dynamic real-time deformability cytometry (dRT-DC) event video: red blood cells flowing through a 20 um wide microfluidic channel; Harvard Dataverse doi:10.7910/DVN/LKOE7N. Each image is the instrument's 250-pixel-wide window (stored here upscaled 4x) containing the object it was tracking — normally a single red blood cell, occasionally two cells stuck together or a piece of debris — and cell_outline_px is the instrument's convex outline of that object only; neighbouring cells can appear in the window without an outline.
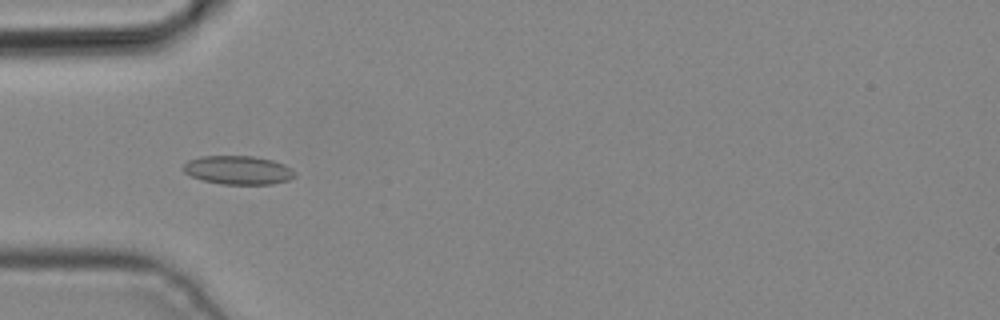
{"species": "common noctule bat (a hibernating species)", "species_latin": "Nyctalus noctula", "temperature_condition": "cold", "stored_images_in_passage": 6, "camera_frame_rate_fps": 3000, "um_per_image_px": 0.085, "animal": {"sex": "male", "body_mass_g": 19.2, "forearm_length_mm": 51.8}, "frame": {"image": 1, "passage_image": 5, "time_ms": 1.333, "image_size_px": [1000, 320], "cell_outline_px": [[296, 176], [288, 180], [272, 184], [220, 184], [200, 180], [184, 172], [180, 168], [188, 160], [200, 156], [252, 156], [272, 160], [284, 164], [292, 168], [296, 172]], "centroid_in_image_um": [20.22, 14.46], "position_along_channel_um": 64.8, "area_um2": 18.84}}
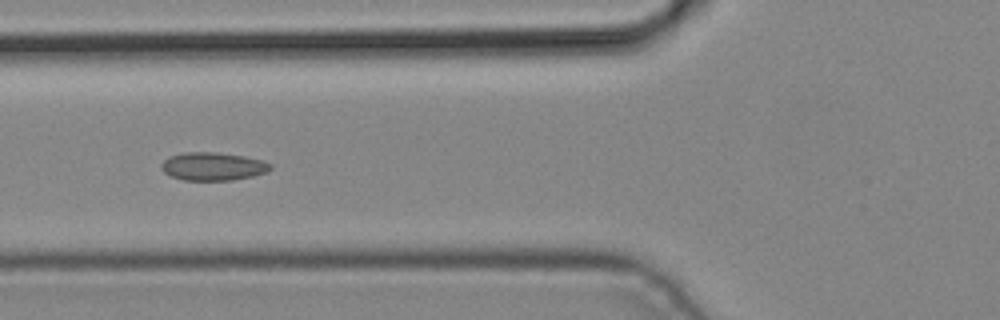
{"frame": {"image": 2, "passage_image": 6, "time_ms": 1.667, "image_size_px": [1000, 320], "cell_outline_px": [[272, 168], [268, 172], [252, 176], [232, 180], [184, 180], [172, 176], [164, 172], [160, 168], [160, 164], [168, 156], [184, 152], [216, 152], [244, 156], [264, 160], [272, 164]], "centroid_in_image_um": [18.11, 14.13], "position_along_channel_um": 107.7, "area_um2": 18.03}}